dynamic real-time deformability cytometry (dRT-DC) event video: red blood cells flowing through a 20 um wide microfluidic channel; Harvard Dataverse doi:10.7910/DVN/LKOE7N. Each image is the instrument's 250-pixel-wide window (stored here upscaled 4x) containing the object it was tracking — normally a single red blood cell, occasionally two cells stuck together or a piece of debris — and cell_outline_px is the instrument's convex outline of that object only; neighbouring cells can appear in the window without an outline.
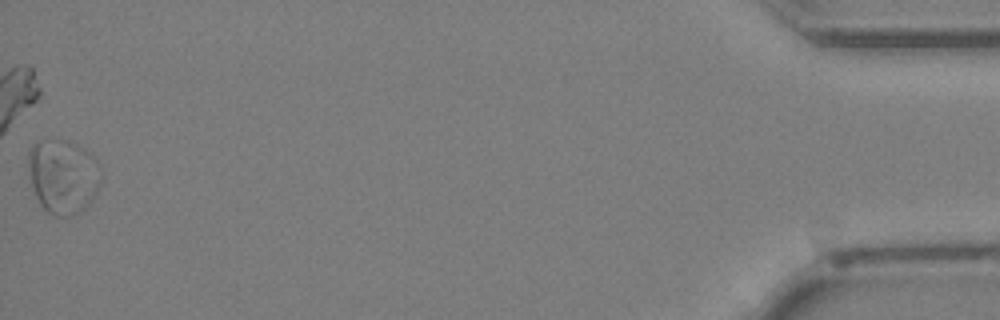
{"species": "Egyptian fruit bat (a non-hibernating species)", "species_latin": "Rousettus aegyptiacus", "temperature_condition": "cold", "stored_images_in_passage": 39, "camera_frame_rate_fps": 3000, "um_per_image_px": 0.085, "animal": {"sex": "female"}, "frame": {"image": 1, "passage_image": 39, "time_ms": 12.667, "image_size_px": [1000, 320], "cell_outline_px": [[104, 180], [88, 204], [84, 208], [68, 216], [56, 216], [48, 212], [40, 204], [36, 196], [32, 184], [28, 160], [28, 152], [32, 144], [44, 144], [100, 176]], "centroid_in_image_um": [5.16, 15.41], "position_along_channel_um": 430.0, "area_um2": 25.37}}